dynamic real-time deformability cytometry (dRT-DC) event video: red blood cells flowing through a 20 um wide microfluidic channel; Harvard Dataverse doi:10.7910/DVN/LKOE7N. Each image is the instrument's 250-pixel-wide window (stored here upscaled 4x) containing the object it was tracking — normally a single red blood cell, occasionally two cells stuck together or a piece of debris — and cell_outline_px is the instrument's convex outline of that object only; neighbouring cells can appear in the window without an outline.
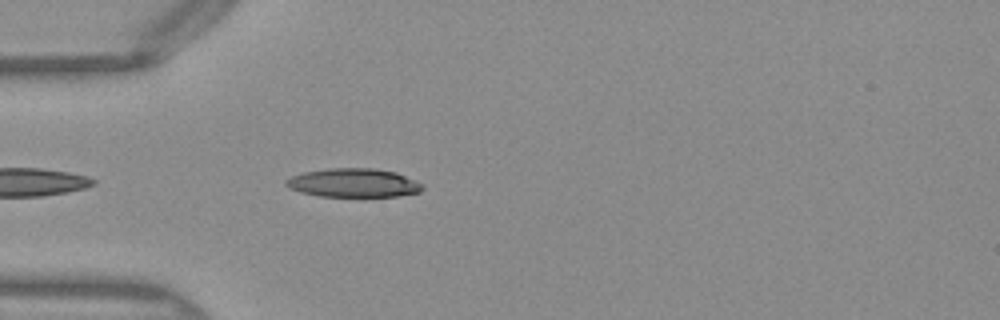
{"species": "Egyptian fruit bat (a non-hibernating species)", "species_latin": "Rousettus aegyptiacus", "temperature_condition": "warm", "stored_images_in_passage": 12, "camera_frame_rate_fps": 3000, "um_per_image_px": 0.085, "frame": {"image": 1, "passage_image": 3, "time_ms": 0.667, "image_size_px": [1000, 320], "cell_outline_px": [[424, 188], [420, 192], [400, 196], [320, 196], [300, 192], [288, 188], [284, 184], [284, 180], [292, 176], [304, 172], [332, 168], [376, 168], [396, 172], [424, 184]], "centroid_in_image_um": [30.06, 15.54], "position_along_channel_um": 54.9, "area_um2": 22.95}}
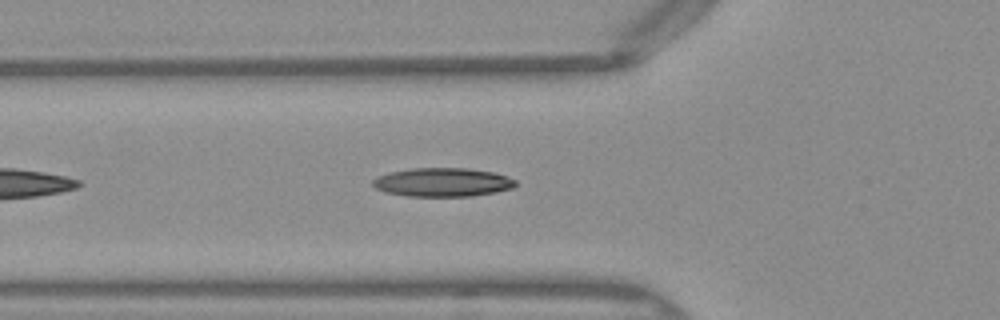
{"frame": {"image": 2, "passage_image": 6, "time_ms": 1.667, "image_size_px": [1000, 320], "cell_outline_px": [[516, 184], [512, 188], [496, 192], [472, 196], [408, 196], [384, 192], [376, 188], [372, 184], [372, 180], [380, 176], [392, 172], [412, 168], [468, 168], [492, 172], [516, 180]], "centroid_in_image_um": [37.62, 15.5], "position_along_channel_um": 88.2, "area_um2": 23.7}}
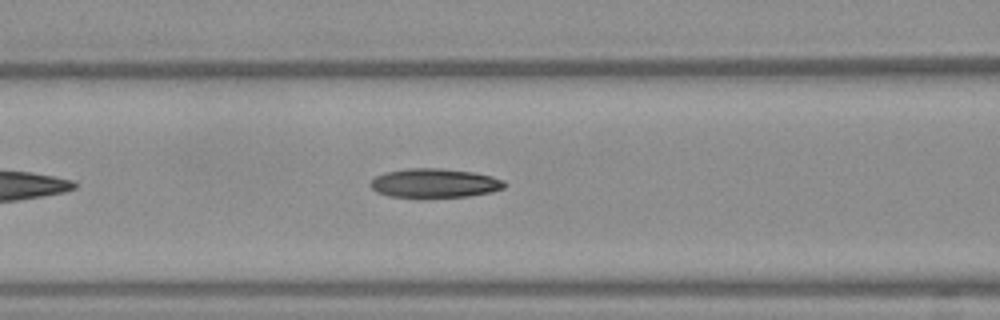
{"frame": {"image": 3, "passage_image": 9, "time_ms": 2.667, "image_size_px": [1000, 320], "cell_outline_px": [[508, 184], [504, 188], [492, 192], [468, 196], [388, 196], [376, 192], [368, 184], [376, 176], [384, 172], [408, 168], [440, 168], [472, 172], [492, 176], [504, 180]], "centroid_in_image_um": [36.95, 15.55], "position_along_channel_um": 129.6, "area_um2": 22.54}}